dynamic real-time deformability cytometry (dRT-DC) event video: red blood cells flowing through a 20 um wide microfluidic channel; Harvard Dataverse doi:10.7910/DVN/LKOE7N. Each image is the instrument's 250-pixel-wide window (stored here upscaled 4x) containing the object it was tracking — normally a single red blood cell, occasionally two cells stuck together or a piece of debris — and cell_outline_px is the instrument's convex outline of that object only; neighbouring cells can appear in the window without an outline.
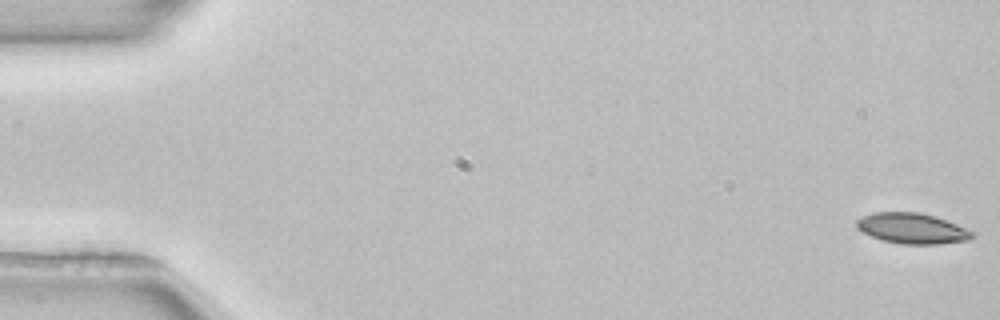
{"species": "common noctule bat (a hibernating species)", "species_latin": "Nyctalus noctula", "temperature_condition": "room temperature", "stored_images_in_passage": 53, "camera_frame_rate_fps": 3000, "um_per_image_px": 0.085, "animal": {"sex": "female", "body_mass_g": 22.7, "forearm_length_mm": 54.2}, "frame": {"image": 1, "passage_image": 1, "time_ms": 0.0, "image_size_px": [1000, 320], "cell_outline_px": [[976, 232], [968, 240], [936, 244], [900, 244], [884, 240], [872, 236], [856, 228], [856, 220], [872, 212], [920, 212], [936, 216]], "centroid_in_image_um": [77.54, 19.4], "position_along_channel_um": 7.5, "area_um2": 20.52}}
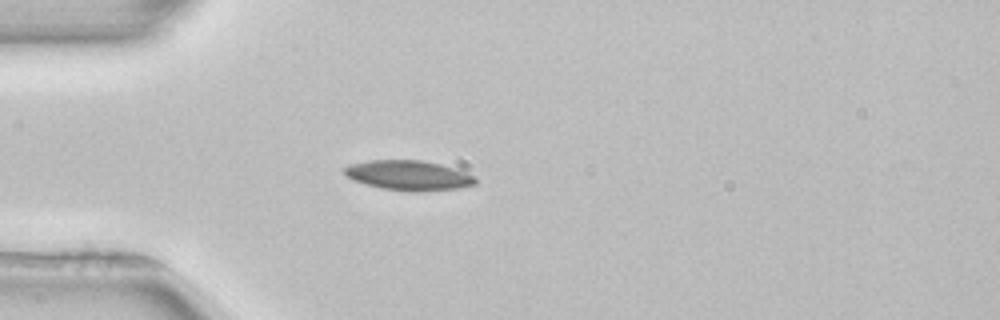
{"frame": {"image": 2, "passage_image": 15, "time_ms": 4.667, "image_size_px": [1000, 320], "cell_outline_px": [[476, 184], [460, 188], [380, 188], [352, 180], [344, 172], [344, 168], [348, 164], [368, 160], [420, 160], [440, 164], [456, 168], [476, 176]], "centroid_in_image_um": [34.71, 14.84], "position_along_channel_um": 50.3, "area_um2": 21.79}}
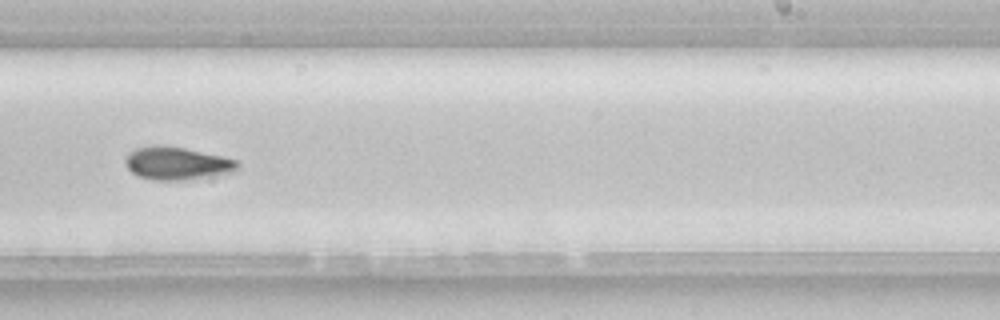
{"frame": {"image": 3, "passage_image": 33, "time_ms": 10.667, "image_size_px": [1000, 320], "cell_outline_px": [[240, 168], [236, 172], [184, 180], [152, 180], [140, 176], [132, 172], [124, 164], [124, 156], [128, 152], [136, 148], [152, 144], [164, 144], [224, 156], [236, 160], [240, 164]], "centroid_in_image_um": [15.03, 13.86], "position_along_channel_um": 274.0, "area_um2": 21.96}, "authors_computed_cell_mechanics": {"area_um2": 20.7502, "velocity_mm_per_s": 3.9357, "shape_relaxation_time_tau1_ms": 8.6477, "shape_relaxation_time_tau2_ms": null, "deformation_change_tau1": 0.1583, "deformation_change_tau2": null}}